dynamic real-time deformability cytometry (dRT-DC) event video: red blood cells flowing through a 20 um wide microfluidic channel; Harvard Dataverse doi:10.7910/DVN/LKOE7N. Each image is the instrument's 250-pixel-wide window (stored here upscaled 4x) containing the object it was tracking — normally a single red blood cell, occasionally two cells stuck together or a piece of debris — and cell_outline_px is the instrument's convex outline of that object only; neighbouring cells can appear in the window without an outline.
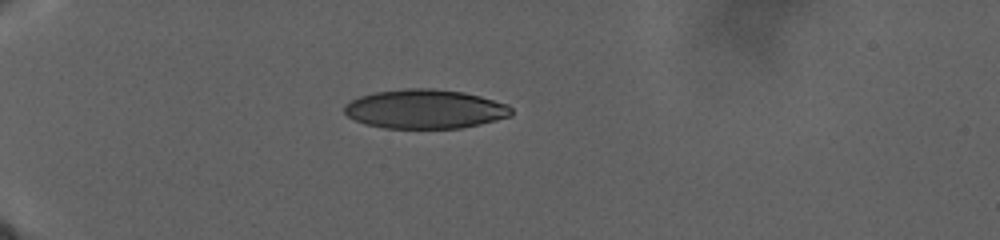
{"species": "human", "species_latin": "Homo sapiens", "temperature_condition": "warm", "stored_images_in_passage": 16, "camera_frame_rate_fps": 3000, "um_per_image_px": 0.085, "donor": {"sex": "male"}, "frame": {"image": 1, "passage_image": 1, "time_ms": 0.0, "image_size_px": [1000, 240], "cell_outline_px": [[512, 116], [480, 124], [460, 128], [384, 128], [364, 124], [348, 116], [344, 112], [344, 104], [360, 96], [376, 92], [404, 88], [432, 88], [464, 92], [480, 96], [508, 104], [512, 108]], "centroid_in_image_um": [36.14, 9.27], "position_along_channel_um": 48.9, "area_um2": 38.21}}